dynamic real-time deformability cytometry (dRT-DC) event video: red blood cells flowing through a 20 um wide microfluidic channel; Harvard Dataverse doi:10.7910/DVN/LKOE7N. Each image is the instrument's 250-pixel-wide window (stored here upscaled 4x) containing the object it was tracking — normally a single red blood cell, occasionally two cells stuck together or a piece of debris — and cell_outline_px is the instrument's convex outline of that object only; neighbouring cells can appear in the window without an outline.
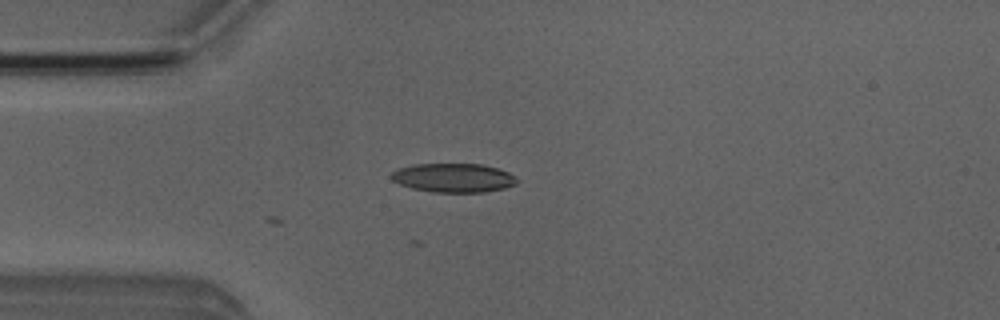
{"species": "Egyptian fruit bat (a non-hibernating species)", "species_latin": "Rousettus aegyptiacus", "temperature_condition": "room temperature", "stored_images_in_passage": 4, "camera_frame_rate_fps": 3000, "um_per_image_px": 0.085, "animal": {"sex": "male"}, "frame": {"image": 1, "passage_image": 4, "time_ms": 3.333, "image_size_px": [1000, 320], "cell_outline_px": [[516, 184], [504, 188], [484, 192], [432, 192], [412, 188], [400, 184], [392, 180], [388, 176], [392, 172], [400, 168], [416, 164], [484, 164], [508, 172], [516, 176]], "centroid_in_image_um": [38.53, 15.11], "position_along_channel_um": 46.5, "area_um2": 21.15}}